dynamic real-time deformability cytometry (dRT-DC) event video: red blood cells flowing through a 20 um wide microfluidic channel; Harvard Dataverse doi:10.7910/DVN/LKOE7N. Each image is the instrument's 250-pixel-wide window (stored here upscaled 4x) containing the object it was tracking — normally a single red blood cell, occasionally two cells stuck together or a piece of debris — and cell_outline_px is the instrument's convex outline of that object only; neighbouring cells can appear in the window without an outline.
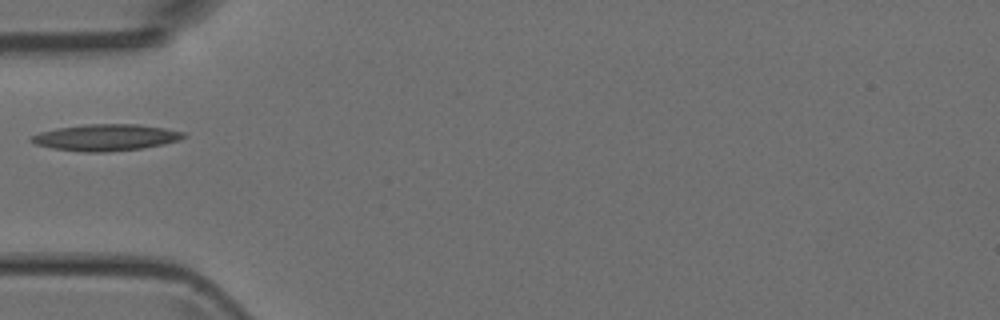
{"species": "Egyptian fruit bat (a non-hibernating species)", "species_latin": "Rousettus aegyptiacus", "temperature_condition": "room temperature", "stored_images_in_passage": 1, "camera_frame_rate_fps": 3000, "um_per_image_px": 0.085, "animal": {"sex": "female"}, "frame": {"image": 1, "passage_image": 1, "time_ms": 0.0, "image_size_px": [1000, 320], "cell_outline_px": [[184, 136], [180, 140], [164, 144], [140, 148], [104, 152], [80, 152], [52, 148], [36, 144], [28, 140], [28, 136], [40, 132], [56, 128], [84, 124], [140, 124], [164, 128], [184, 132]], "centroid_in_image_um": [8.93, 11.68], "position_along_channel_um": 76.1, "area_um2": 23.58}}